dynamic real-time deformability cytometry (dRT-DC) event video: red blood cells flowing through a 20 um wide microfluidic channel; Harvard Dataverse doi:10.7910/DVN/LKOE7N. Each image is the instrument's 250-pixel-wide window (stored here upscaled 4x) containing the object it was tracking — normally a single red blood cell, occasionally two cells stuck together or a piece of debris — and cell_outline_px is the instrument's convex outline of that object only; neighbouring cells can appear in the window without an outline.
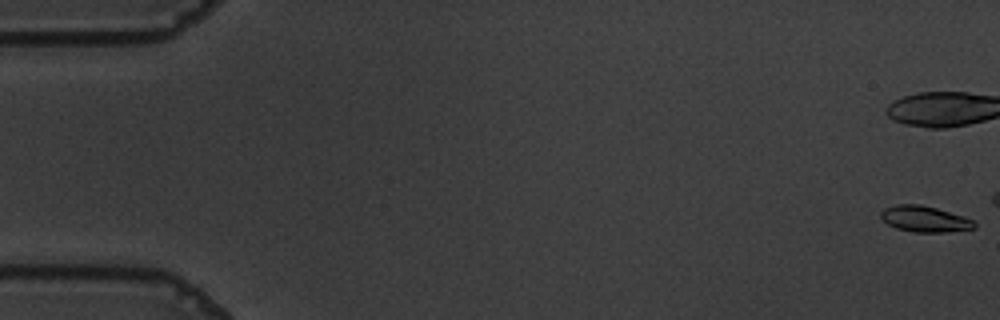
{"species": "common noctule bat (a hibernating species)", "species_latin": "Nyctalus noctula", "temperature_condition": "warm", "stored_images_in_passage": 15, "camera_frame_rate_fps": 3000, "um_per_image_px": 0.085, "animal": {"sex": "male", "body_mass_g": 19.5, "forearm_length_mm": 54.6}, "frame": {"image": 1, "passage_image": 1, "time_ms": 0.0, "image_size_px": [1000, 320], "cell_outline_px": [[976, 228], [948, 232], [912, 232], [896, 228], [888, 224], [880, 216], [880, 212], [884, 208], [896, 204], [920, 204], [936, 208], [964, 216], [972, 220], [976, 224]], "centroid_in_image_um": [78.6, 18.61], "position_along_channel_um": 6.4, "area_um2": 14.22}}